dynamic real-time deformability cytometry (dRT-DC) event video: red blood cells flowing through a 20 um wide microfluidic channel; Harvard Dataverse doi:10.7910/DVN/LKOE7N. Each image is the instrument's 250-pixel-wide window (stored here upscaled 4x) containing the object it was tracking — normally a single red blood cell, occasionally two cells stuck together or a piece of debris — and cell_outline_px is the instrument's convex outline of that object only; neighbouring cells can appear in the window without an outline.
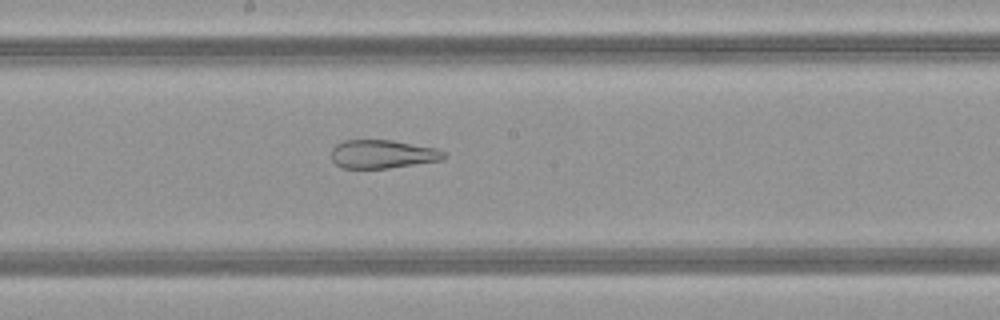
{"species": "common noctule bat (a hibernating species)", "species_latin": "Nyctalus noctula", "temperature_condition": "warm", "stored_images_in_passage": 50, "camera_frame_rate_fps": 3000, "um_per_image_px": 0.085, "animal": {"sex": "female", "body_mass_g": 21.9}, "frame": {"image": 1, "passage_image": 27, "time_ms": 8.667, "image_size_px": [1000, 320], "cell_outline_px": [[448, 156], [444, 160], [388, 168], [340, 168], [332, 160], [332, 148], [336, 144], [344, 140], [392, 140], [436, 148], [444, 152]], "centroid_in_image_um": [32.53, 13.1], "position_along_channel_um": 215.7, "area_um2": 18.79}}
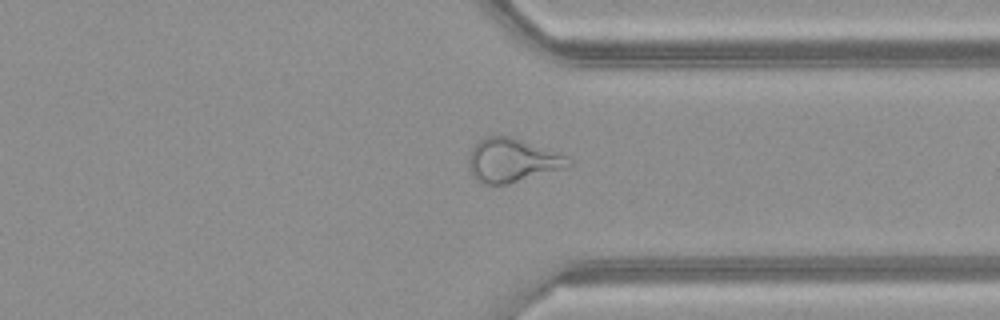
{"frame": {"image": 2, "passage_image": 38, "time_ms": 12.333, "image_size_px": [1000, 320], "cell_outline_px": [[572, 168], [508, 184], [480, 184], [472, 176], [468, 168], [468, 156], [472, 148], [480, 140], [488, 136], [512, 136], [568, 156], [572, 160]], "centroid_in_image_um": [43.59, 13.66], "position_along_channel_um": 367.8, "area_um2": 26.07}}
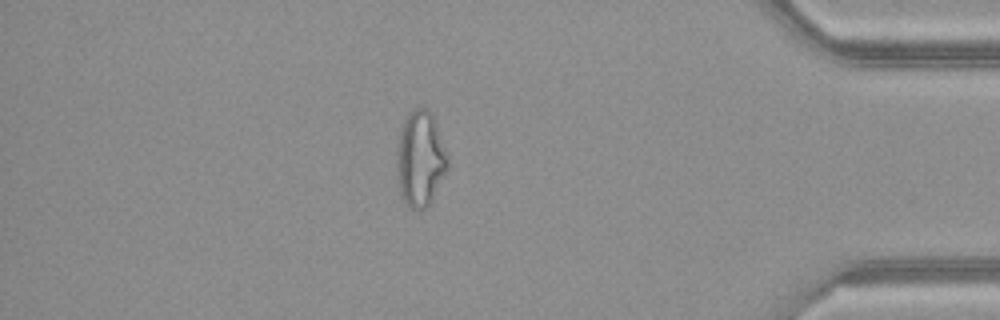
{"frame": {"image": 3, "passage_image": 43, "time_ms": 14.0, "image_size_px": [1000, 320], "cell_outline_px": [[448, 168], [428, 204], [420, 212], [412, 208], [404, 200], [400, 192], [396, 176], [396, 148], [404, 116], [408, 112], [416, 108], [424, 108], [432, 112], [448, 156]], "centroid_in_image_um": [35.69, 13.46], "position_along_channel_um": 399.5, "area_um2": 28.44}, "authors_computed_cell_mechanics": {"area_um2": 28.322, "velocity_mm_per_s": 4.1795, "shape_relaxation_time_tau1_ms": null, "shape_relaxation_time_tau2_ms": 1.9512, "deformation_change_tau1": null, "deformation_change_tau2": 0.129}}